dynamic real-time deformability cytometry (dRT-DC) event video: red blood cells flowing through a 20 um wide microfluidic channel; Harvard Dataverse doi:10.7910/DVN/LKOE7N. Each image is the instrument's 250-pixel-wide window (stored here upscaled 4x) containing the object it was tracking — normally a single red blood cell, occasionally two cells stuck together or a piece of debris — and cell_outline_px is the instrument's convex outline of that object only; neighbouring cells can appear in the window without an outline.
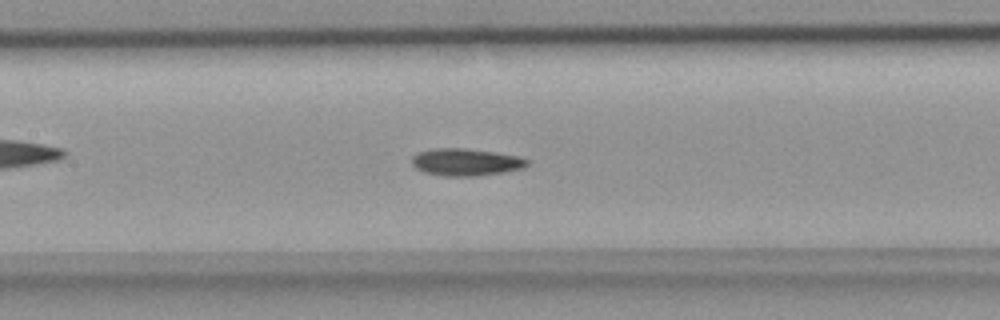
{"species": "common noctule bat (a hibernating species)", "species_latin": "Nyctalus noctula", "temperature_condition": "room temperature", "stored_images_in_passage": 48, "camera_frame_rate_fps": 3000, "um_per_image_px": 0.085, "animal": {"sex": "female", "body_mass_g": 18.4}, "frame": {"image": 1, "passage_image": 21, "time_ms": 6.667, "image_size_px": [1000, 320], "cell_outline_px": [[528, 164], [524, 168], [504, 172], [480, 176], [444, 176], [424, 172], [416, 168], [412, 164], [412, 156], [420, 152], [432, 148], [464, 148], [520, 156], [528, 160]], "centroid_in_image_um": [39.6, 13.78], "position_along_channel_um": 167.8, "area_um2": 18.32}}
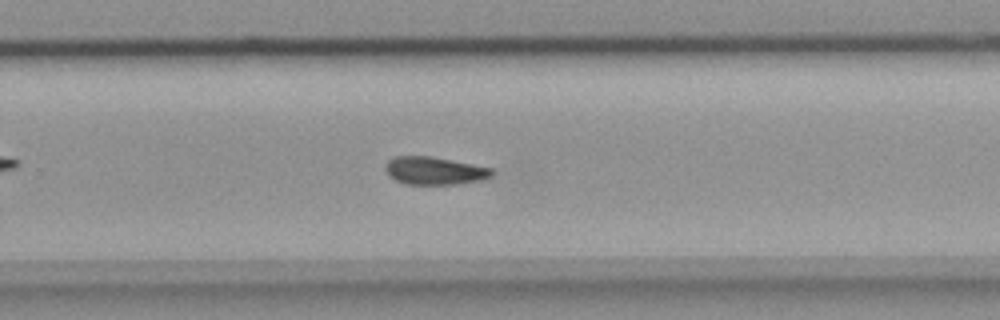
{"frame": {"image": 2, "passage_image": 30, "time_ms": 9.667, "image_size_px": [1000, 320], "cell_outline_px": [[492, 176], [480, 180], [452, 184], [408, 184], [396, 180], [388, 176], [384, 168], [384, 164], [388, 160], [396, 156], [432, 156], [492, 168]], "centroid_in_image_um": [36.88, 14.5], "position_along_channel_um": 292.9, "area_um2": 17.17}}
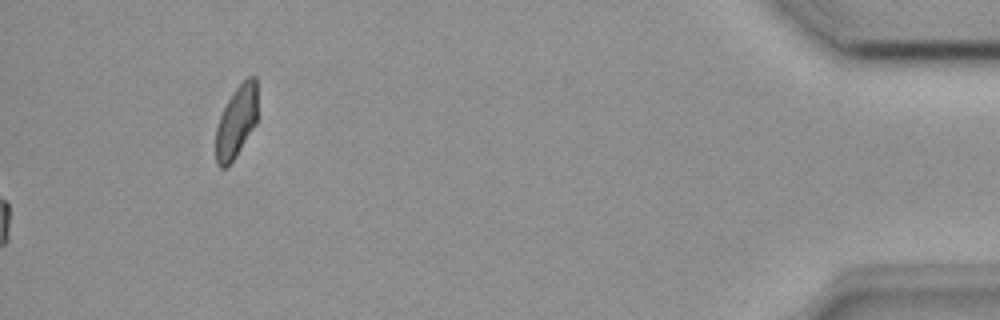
{"frame": {"image": 3, "passage_image": 48, "time_ms": 15.667, "image_size_px": [1000, 320], "cell_outline_px": [[256, 124], [236, 156], [228, 168], [220, 168], [216, 164], [216, 128], [220, 116], [228, 100], [236, 88], [248, 76], [256, 76]], "centroid_in_image_um": [20.08, 10.39], "position_along_channel_um": 415.1, "area_um2": 17.4}}